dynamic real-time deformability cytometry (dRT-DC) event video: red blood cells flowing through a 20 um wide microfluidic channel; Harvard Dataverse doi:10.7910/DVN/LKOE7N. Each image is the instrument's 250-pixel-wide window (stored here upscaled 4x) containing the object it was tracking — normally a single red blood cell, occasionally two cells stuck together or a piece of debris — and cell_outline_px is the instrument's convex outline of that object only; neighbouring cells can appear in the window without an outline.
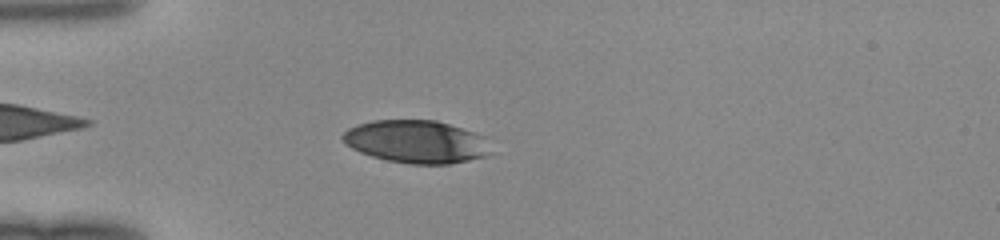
{"species": "human", "species_latin": "Homo sapiens", "temperature_condition": "room temperature", "stored_images_in_passage": 49, "camera_frame_rate_fps": 3000, "um_per_image_px": 0.085, "donor": {"sex": "female"}, "frame": {"image": 1, "passage_image": 14, "time_ms": 4.333, "image_size_px": [1000, 240], "cell_outline_px": [[484, 156], [452, 164], [408, 164], [388, 160], [372, 156], [360, 152], [344, 144], [340, 136], [348, 128], [372, 120], [436, 120], [484, 136]], "centroid_in_image_um": [35.26, 12.04], "position_along_channel_um": 49.7, "area_um2": 36.3}}
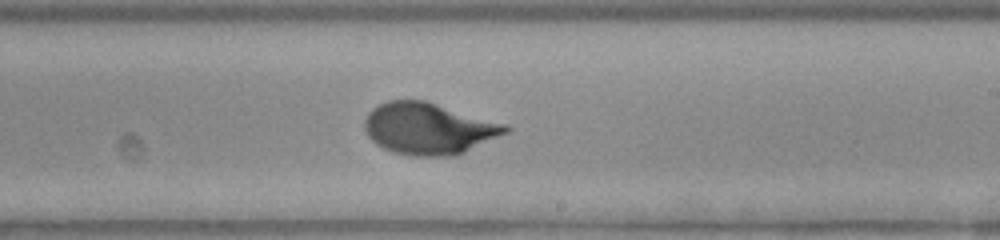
{"frame": {"image": 2, "passage_image": 30, "time_ms": 9.667, "image_size_px": [1000, 240], "cell_outline_px": [[512, 128], [508, 132], [456, 156], [412, 156], [392, 152], [376, 144], [368, 136], [364, 128], [364, 120], [368, 112], [372, 108], [388, 100], [424, 100], [508, 124]], "centroid_in_image_um": [36.44, 10.93], "position_along_channel_um": 252.6, "area_um2": 42.54}}
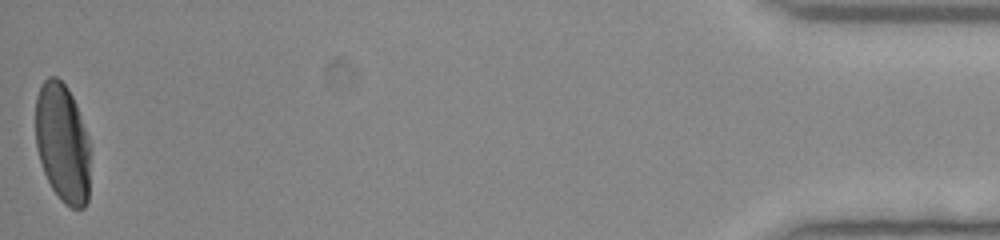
{"frame": {"image": 3, "passage_image": 49, "time_ms": 16.0, "image_size_px": [1000, 240], "cell_outline_px": [[88, 200], [84, 208], [72, 208], [64, 204], [60, 200], [52, 188], [44, 172], [36, 148], [36, 96], [40, 84], [48, 76], [56, 76], [68, 88], [76, 104], [88, 136]], "centroid_in_image_um": [5.29, 12.13], "position_along_channel_um": 429.9, "area_um2": 37.86}}